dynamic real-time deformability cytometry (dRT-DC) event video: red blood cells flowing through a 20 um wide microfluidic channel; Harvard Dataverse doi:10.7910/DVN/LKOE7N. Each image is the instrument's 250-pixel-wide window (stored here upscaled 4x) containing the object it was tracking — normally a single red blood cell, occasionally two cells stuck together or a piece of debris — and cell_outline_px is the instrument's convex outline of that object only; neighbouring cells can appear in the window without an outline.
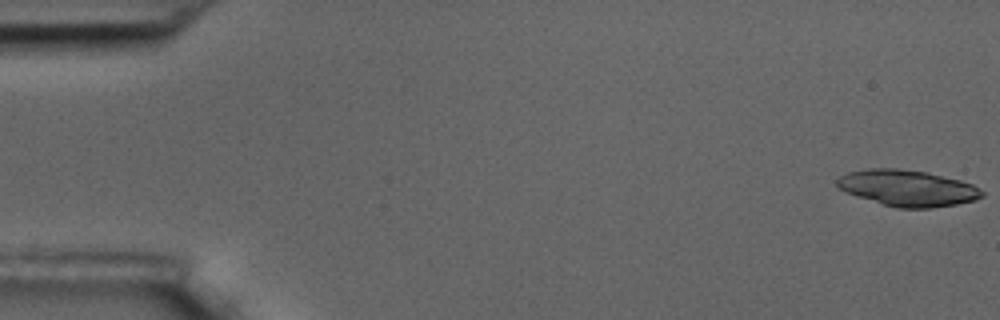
{"species": "common noctule bat (a hibernating species)", "species_latin": "Nyctalus noctula", "temperature_condition": "room temperature", "stored_images_in_passage": 5, "segment_of_instrument_passage": [2, 2], "camera_frame_rate_fps": 3000, "um_per_image_px": 0.085, "animal": {"sex": "male", "body_mass_g": 17.5, "forearm_length_mm": 52.3}, "frame": {"image": 1, "passage_image": 5, "time_ms": 1.333, "image_size_px": [1000, 320], "cell_outline_px": [[984, 196], [976, 200], [956, 204], [932, 208], [896, 208], [848, 192], [840, 188], [836, 184], [836, 180], [840, 176], [848, 172], [868, 168], [896, 168], [928, 172], [960, 180], [972, 184], [984, 192]], "centroid_in_image_um": [77.18, 15.98], "position_along_channel_um": 7.8, "area_um2": 30.35}}